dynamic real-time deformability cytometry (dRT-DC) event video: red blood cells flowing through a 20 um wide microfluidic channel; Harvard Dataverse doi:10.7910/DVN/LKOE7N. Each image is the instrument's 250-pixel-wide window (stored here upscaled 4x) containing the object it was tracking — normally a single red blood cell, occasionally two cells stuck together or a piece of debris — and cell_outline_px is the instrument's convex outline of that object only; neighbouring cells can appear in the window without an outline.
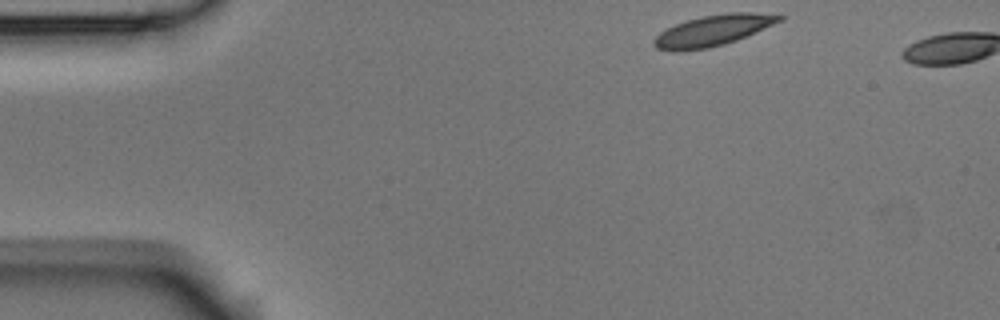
{"species": "Egyptian fruit bat (a non-hibernating species)", "species_latin": "Rousettus aegyptiacus", "temperature_condition": "room temperature", "stored_images_in_passage": 3, "camera_frame_rate_fps": 3000, "um_per_image_px": 0.085, "animal": {"sex": "male"}, "frame": {"image": 1, "passage_image": 1, "time_ms": 0.0, "image_size_px": [1000, 320], "cell_outline_px": [[784, 20], [736, 40], [724, 44], [708, 48], [676, 52], [656, 48], [652, 44], [652, 40], [660, 32], [676, 24], [688, 20], [704, 16], [728, 12], [756, 12], [784, 16]], "centroid_in_image_um": [60.6, 2.6], "position_along_channel_um": 24.4, "area_um2": 22.48}}